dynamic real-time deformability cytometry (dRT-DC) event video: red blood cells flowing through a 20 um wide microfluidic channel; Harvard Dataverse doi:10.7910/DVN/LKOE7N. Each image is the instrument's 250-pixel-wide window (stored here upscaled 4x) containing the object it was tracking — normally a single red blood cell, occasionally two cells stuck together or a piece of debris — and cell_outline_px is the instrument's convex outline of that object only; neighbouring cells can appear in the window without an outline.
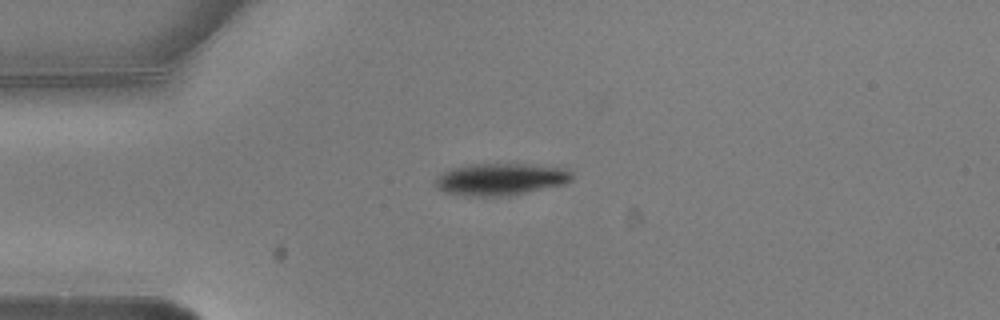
{"species": "common noctule bat (a hibernating species)", "species_latin": "Nyctalus noctula", "temperature_condition": "warm", "stored_images_in_passage": 6, "camera_frame_rate_fps": 3000, "um_per_image_px": 0.085, "animal": {"sex": "male", "body_mass_g": 20.5, "forearm_length_mm": 52.5}, "frame": {"image": 1, "passage_image": 1, "time_ms": 0.0, "image_size_px": [1000, 320], "cell_outline_px": [[572, 180], [564, 184], [516, 196], [464, 196], [444, 192], [436, 188], [432, 184], [436, 176], [452, 168], [472, 164], [528, 164], [568, 168], [572, 172]], "centroid_in_image_um": [42.55, 15.25], "position_along_channel_um": 42.4, "area_um2": 26.13}}
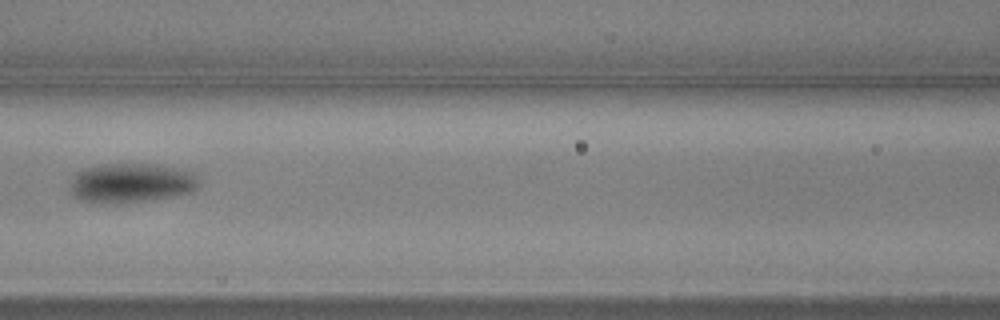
{"frame": {"image": 2, "passage_image": 4, "time_ms": 1.0, "image_size_px": [1000, 320], "cell_outline_px": [[200, 184], [192, 192], [172, 196], [116, 204], [100, 204], [80, 200], [72, 196], [72, 176], [76, 172], [84, 168], [104, 164], [152, 164], [196, 172], [200, 176]], "centroid_in_image_um": [11.16, 15.55], "position_along_channel_um": 155.4, "area_um2": 29.88}}
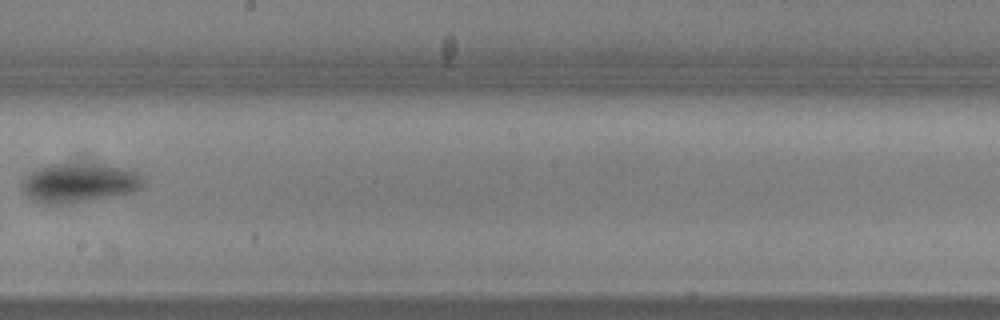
{"frame": {"image": 3, "passage_image": 6, "time_ms": 1.667, "image_size_px": [1000, 320], "cell_outline_px": [[144, 184], [140, 188], [132, 192], [72, 204], [48, 204], [36, 200], [28, 196], [24, 192], [20, 184], [32, 172], [48, 164], [104, 164], [124, 168], [136, 172], [144, 180]], "centroid_in_image_um": [6.75, 15.55], "position_along_channel_um": 241.4, "area_um2": 27.46}}